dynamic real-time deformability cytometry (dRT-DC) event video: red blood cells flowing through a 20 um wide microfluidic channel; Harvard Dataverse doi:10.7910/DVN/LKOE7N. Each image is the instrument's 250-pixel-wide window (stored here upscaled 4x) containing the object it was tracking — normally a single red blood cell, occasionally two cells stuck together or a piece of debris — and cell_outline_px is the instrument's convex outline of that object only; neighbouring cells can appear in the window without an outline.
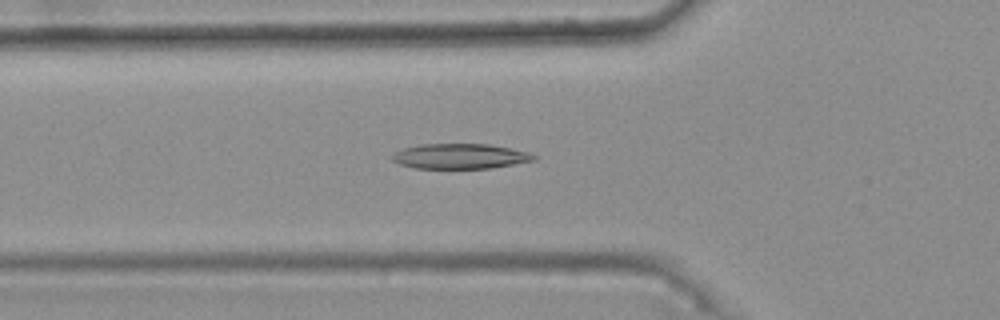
{"species": "common noctule bat (a hibernating species)", "species_latin": "Nyctalus noctula", "temperature_condition": "warm", "stored_images_in_passage": 30, "camera_frame_rate_fps": 3000, "um_per_image_px": 0.085, "animal": {"sex": "female", "body_mass_g": 25.1}, "frame": {"image": 1, "passage_image": 2, "time_ms": 0.333, "image_size_px": [1000, 320], "cell_outline_px": [[536, 160], [492, 168], [412, 168], [400, 164], [392, 160], [388, 156], [404, 148], [420, 144], [488, 144], [512, 148], [528, 152], [536, 156]], "centroid_in_image_um": [39.09, 13.28], "position_along_channel_um": 86.7, "area_um2": 20.81}}
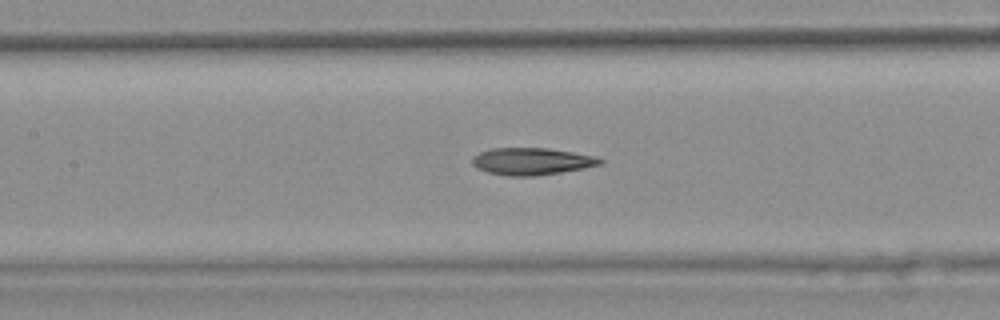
{"frame": {"image": 2, "passage_image": 8, "time_ms": 2.333, "image_size_px": [1000, 320], "cell_outline_px": [[604, 164], [584, 168], [536, 176], [508, 176], [488, 172], [476, 168], [472, 164], [472, 156], [480, 152], [492, 148], [548, 148], [596, 156], [604, 160]], "centroid_in_image_um": [45.2, 13.71], "position_along_channel_um": 162.2, "area_um2": 20.29}}
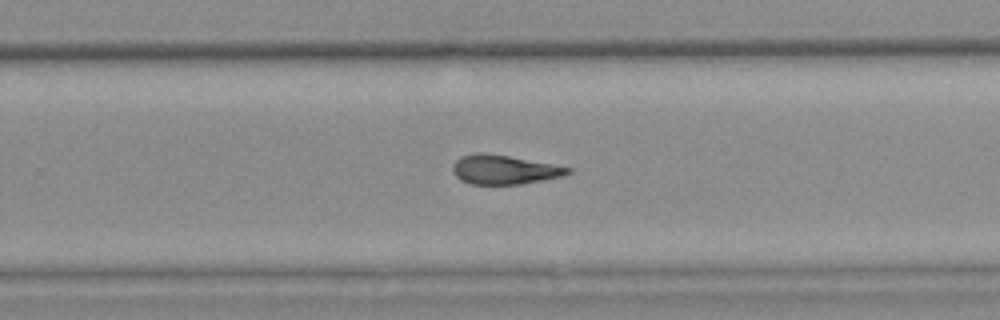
{"frame": {"image": 3, "passage_image": 18, "time_ms": 5.667, "image_size_px": [1000, 320], "cell_outline_px": [[572, 172], [560, 176], [520, 184], [472, 184], [460, 180], [452, 172], [452, 164], [460, 156], [476, 152], [480, 152], [508, 156], [552, 164], [572, 168]], "centroid_in_image_um": [42.79, 14.41], "position_along_channel_um": 287.0, "area_um2": 19.42}}